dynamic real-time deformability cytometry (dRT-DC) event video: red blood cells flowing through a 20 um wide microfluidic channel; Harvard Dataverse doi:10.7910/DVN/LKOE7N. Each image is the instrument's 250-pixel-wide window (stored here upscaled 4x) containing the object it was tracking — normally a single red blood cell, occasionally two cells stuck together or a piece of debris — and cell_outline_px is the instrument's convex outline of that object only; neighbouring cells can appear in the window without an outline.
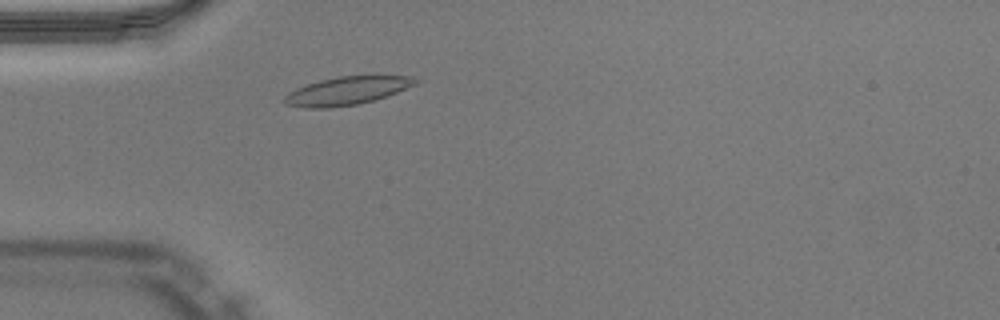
{"species": "Egyptian fruit bat (a non-hibernating species)", "species_latin": "Rousettus aegyptiacus", "temperature_condition": "warm", "stored_images_in_passage": 39, "camera_frame_rate_fps": 3000, "um_per_image_px": 0.085, "animal": {"sex": "male"}, "frame": {"image": 1, "passage_image": 3, "time_ms": 0.667, "image_size_px": [1000, 320], "cell_outline_px": [[420, 80], [416, 84], [376, 100], [356, 104], [332, 108], [304, 108], [284, 104], [284, 96], [288, 92], [296, 88], [320, 80], [336, 76], [412, 76]], "centroid_in_image_um": [29.46, 7.72], "position_along_channel_um": 55.5, "area_um2": 21.5}}
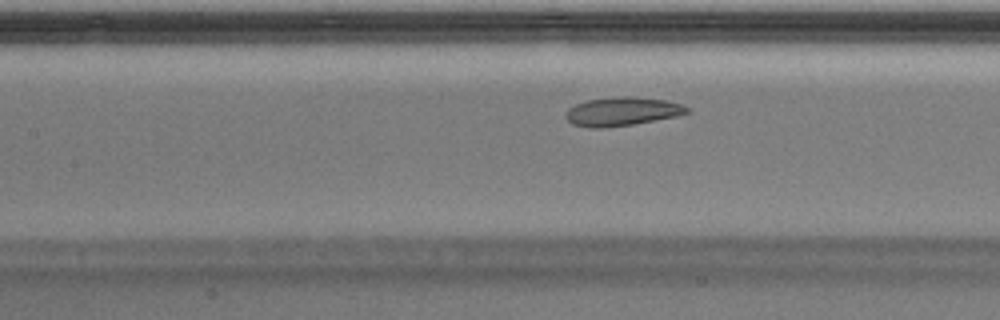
{"frame": {"image": 2, "passage_image": 11, "time_ms": 3.333, "image_size_px": [1000, 320], "cell_outline_px": [[692, 112], [676, 116], [632, 124], [604, 128], [592, 128], [572, 124], [564, 116], [564, 112], [568, 108], [576, 104], [588, 100], [620, 96], [632, 96], [668, 100], [680, 104], [688, 108]], "centroid_in_image_um": [52.86, 9.47], "position_along_channel_um": 154.5, "area_um2": 20.29}}
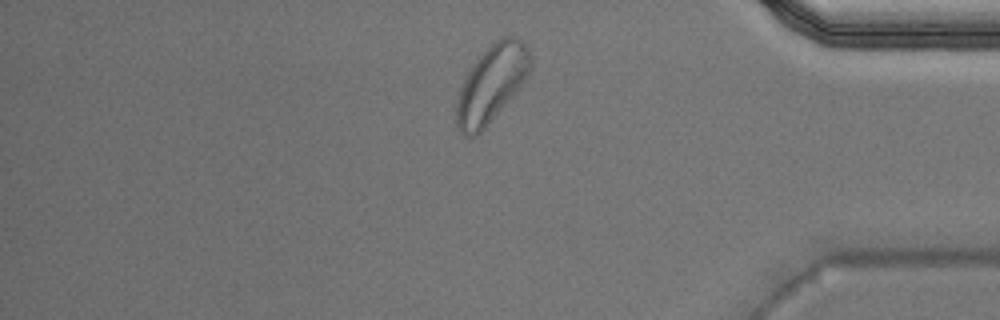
{"frame": {"image": 3, "passage_image": 31, "time_ms": 10.0, "image_size_px": [1000, 320], "cell_outline_px": [[532, 64], [528, 72], [516, 92], [484, 128], [476, 136], [464, 136], [460, 132], [456, 124], [456, 104], [460, 88], [468, 72], [476, 60], [500, 36], [516, 36], [528, 48], [532, 56]], "centroid_in_image_um": [41.78, 7.11], "position_along_channel_um": 393.4, "area_um2": 32.66}, "authors_computed_cell_mechanics": {"area_um2": 21.097, "velocity_mm_per_s": 3.9585, "shape_relaxation_time_tau1_ms": 5.0328, "shape_relaxation_time_tau2_ms": 2.1716, "deformation_change_tau1": 0.1627, "deformation_change_tau2": 0.084}}